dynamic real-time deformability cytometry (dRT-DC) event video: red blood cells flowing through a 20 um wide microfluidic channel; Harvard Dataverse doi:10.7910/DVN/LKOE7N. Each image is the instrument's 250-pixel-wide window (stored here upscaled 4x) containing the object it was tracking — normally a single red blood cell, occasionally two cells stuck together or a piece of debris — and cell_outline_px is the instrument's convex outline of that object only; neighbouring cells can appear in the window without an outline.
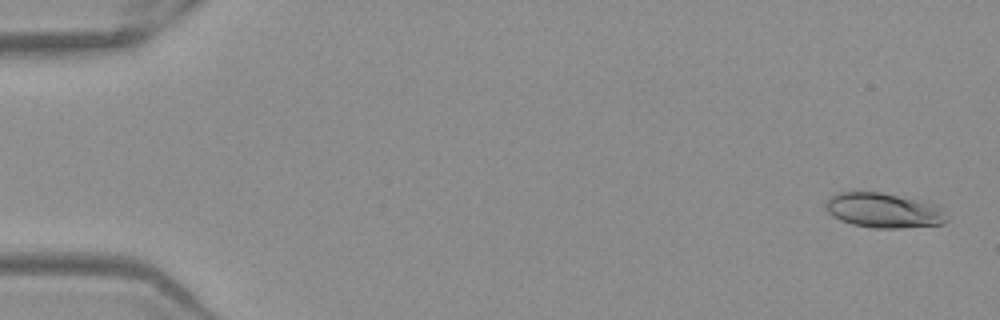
{"species": "Egyptian fruit bat (a non-hibernating species)", "species_latin": "Rousettus aegyptiacus", "temperature_condition": "warm", "stored_images_in_passage": 52, "camera_frame_rate_fps": 3000, "um_per_image_px": 0.085, "frame": {"image": 1, "passage_image": 2, "time_ms": 0.333, "image_size_px": [1000, 320], "cell_outline_px": [[948, 220], [944, 224], [900, 228], [872, 228], [852, 224], [840, 220], [832, 216], [828, 212], [824, 204], [832, 196], [840, 192], [880, 192], [936, 204], [948, 216]], "centroid_in_image_um": [75.12, 17.9], "position_along_channel_um": 9.9, "area_um2": 24.51}}
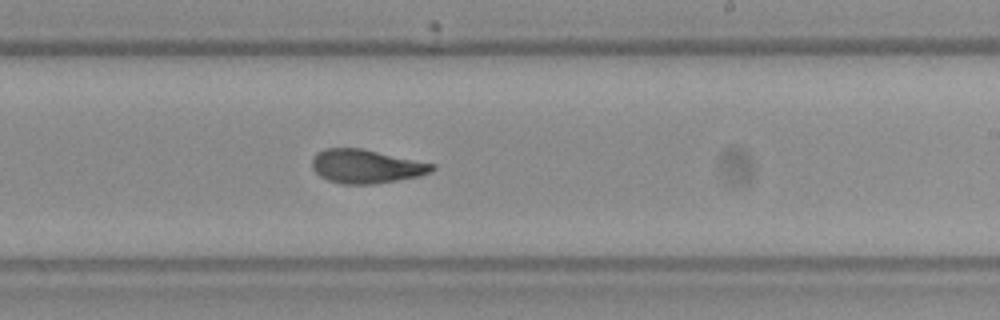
{"frame": {"image": 2, "passage_image": 32, "time_ms": 10.333, "image_size_px": [1000, 320], "cell_outline_px": [[436, 168], [432, 172], [420, 176], [372, 184], [344, 184], [328, 180], [320, 176], [312, 168], [312, 160], [316, 152], [328, 148], [360, 148], [436, 164]], "centroid_in_image_um": [31.13, 14.14], "position_along_channel_um": 257.9, "area_um2": 23.52}}
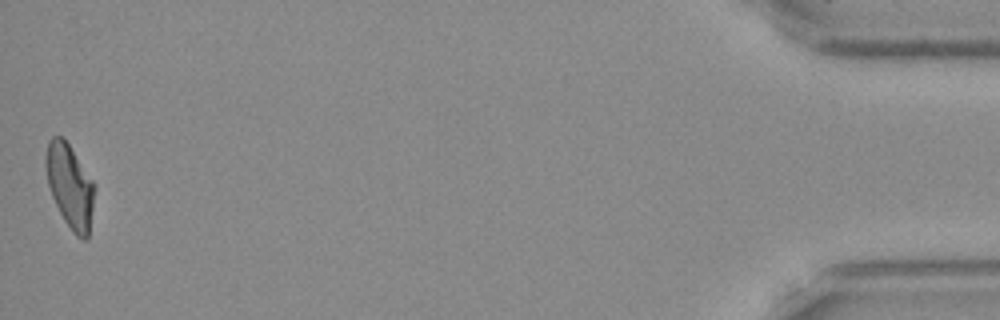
{"frame": {"image": 3, "passage_image": 52, "time_ms": 17.0, "image_size_px": [1000, 320], "cell_outline_px": [[96, 188], [88, 236], [84, 240], [76, 236], [72, 232], [64, 220], [52, 196], [48, 184], [44, 164], [44, 156], [48, 140], [52, 136], [60, 136], [68, 144], [96, 184]], "centroid_in_image_um": [5.94, 15.8], "position_along_channel_um": 429.3, "area_um2": 23.87}, "authors_computed_cell_mechanics": {"area_um2": 23.698, "velocity_mm_per_s": 3.9448, "shape_relaxation_time_tau1_ms": 10.196, "shape_relaxation_time_tau2_ms": 2.686, "deformation_change_tau1": 0.2662, "deformation_change_tau2": 0.07}}